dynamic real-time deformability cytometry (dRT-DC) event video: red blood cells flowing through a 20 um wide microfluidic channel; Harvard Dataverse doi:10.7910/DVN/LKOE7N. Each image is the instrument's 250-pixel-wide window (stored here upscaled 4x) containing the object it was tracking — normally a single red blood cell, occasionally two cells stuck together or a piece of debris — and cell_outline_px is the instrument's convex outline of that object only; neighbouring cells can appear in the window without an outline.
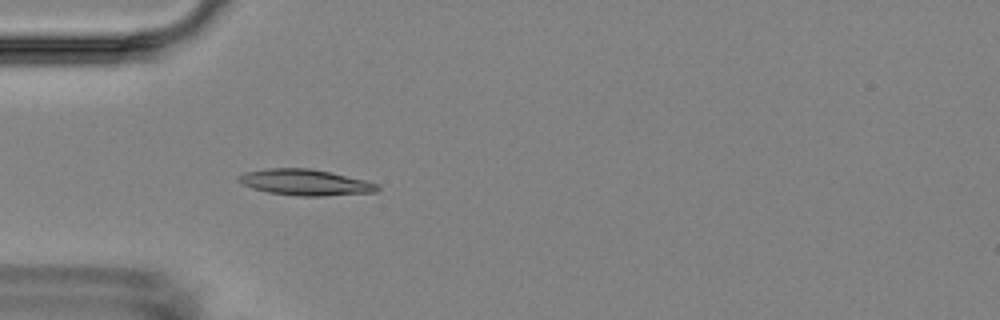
{"species": "Egyptian fruit bat (a non-hibernating species)", "species_latin": "Rousettus aegyptiacus", "temperature_condition": "room temperature", "stored_images_in_passage": 4, "camera_frame_rate_fps": 3000, "um_per_image_px": 0.085, "animal": {"sex": "female"}, "frame": {"image": 1, "passage_image": 4, "time_ms": 4.333, "image_size_px": [1000, 320], "cell_outline_px": [[380, 188], [376, 192], [324, 196], [300, 196], [268, 192], [252, 188], [236, 180], [236, 176], [244, 172], [268, 168], [308, 168], [332, 172], [364, 180], [376, 184]], "centroid_in_image_um": [25.91, 15.49], "position_along_channel_um": 59.1, "area_um2": 21.04}}